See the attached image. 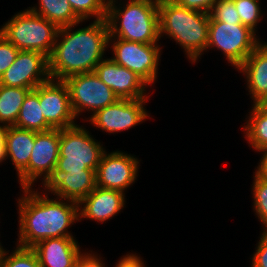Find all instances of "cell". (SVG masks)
Wrapping results in <instances>:
<instances>
[{
	"label": "cell",
	"mask_w": 267,
	"mask_h": 267,
	"mask_svg": "<svg viewBox=\"0 0 267 267\" xmlns=\"http://www.w3.org/2000/svg\"><path fill=\"white\" fill-rule=\"evenodd\" d=\"M37 188H21L18 199L15 198L18 208L15 245L32 247L47 238L75 237L69 229L79 222L78 203Z\"/></svg>",
	"instance_id": "cell-1"
},
{
	"label": "cell",
	"mask_w": 267,
	"mask_h": 267,
	"mask_svg": "<svg viewBox=\"0 0 267 267\" xmlns=\"http://www.w3.org/2000/svg\"><path fill=\"white\" fill-rule=\"evenodd\" d=\"M86 22L80 21L58 29L53 51L48 58L51 79L64 81L73 75L94 72L105 58L109 49L106 19L93 20L81 27Z\"/></svg>",
	"instance_id": "cell-2"
},
{
	"label": "cell",
	"mask_w": 267,
	"mask_h": 267,
	"mask_svg": "<svg viewBox=\"0 0 267 267\" xmlns=\"http://www.w3.org/2000/svg\"><path fill=\"white\" fill-rule=\"evenodd\" d=\"M158 11L160 40L170 38L182 48L191 65L199 63L202 56L206 55L209 14L180 6L173 0L159 3Z\"/></svg>",
	"instance_id": "cell-3"
},
{
	"label": "cell",
	"mask_w": 267,
	"mask_h": 267,
	"mask_svg": "<svg viewBox=\"0 0 267 267\" xmlns=\"http://www.w3.org/2000/svg\"><path fill=\"white\" fill-rule=\"evenodd\" d=\"M108 38L161 44L158 4L146 0L107 1Z\"/></svg>",
	"instance_id": "cell-4"
},
{
	"label": "cell",
	"mask_w": 267,
	"mask_h": 267,
	"mask_svg": "<svg viewBox=\"0 0 267 267\" xmlns=\"http://www.w3.org/2000/svg\"><path fill=\"white\" fill-rule=\"evenodd\" d=\"M0 26V34L21 51H36L50 57L58 27L28 8L14 13Z\"/></svg>",
	"instance_id": "cell-5"
},
{
	"label": "cell",
	"mask_w": 267,
	"mask_h": 267,
	"mask_svg": "<svg viewBox=\"0 0 267 267\" xmlns=\"http://www.w3.org/2000/svg\"><path fill=\"white\" fill-rule=\"evenodd\" d=\"M86 127V124L77 123L60 129L59 158L54 173L97 171L106 147Z\"/></svg>",
	"instance_id": "cell-6"
},
{
	"label": "cell",
	"mask_w": 267,
	"mask_h": 267,
	"mask_svg": "<svg viewBox=\"0 0 267 267\" xmlns=\"http://www.w3.org/2000/svg\"><path fill=\"white\" fill-rule=\"evenodd\" d=\"M208 35L206 52L221 51L228 65L235 70L263 41L262 37L243 24H226L217 20H210Z\"/></svg>",
	"instance_id": "cell-7"
},
{
	"label": "cell",
	"mask_w": 267,
	"mask_h": 267,
	"mask_svg": "<svg viewBox=\"0 0 267 267\" xmlns=\"http://www.w3.org/2000/svg\"><path fill=\"white\" fill-rule=\"evenodd\" d=\"M162 44H143L120 38H108V51L117 64L133 71L149 87L158 81L163 53ZM113 55V56H112Z\"/></svg>",
	"instance_id": "cell-8"
},
{
	"label": "cell",
	"mask_w": 267,
	"mask_h": 267,
	"mask_svg": "<svg viewBox=\"0 0 267 267\" xmlns=\"http://www.w3.org/2000/svg\"><path fill=\"white\" fill-rule=\"evenodd\" d=\"M64 82L69 90L72 110L77 120L80 118L82 123H85L98 110L119 100L113 90L94 72L73 75L66 78ZM86 112L90 115L85 116Z\"/></svg>",
	"instance_id": "cell-9"
},
{
	"label": "cell",
	"mask_w": 267,
	"mask_h": 267,
	"mask_svg": "<svg viewBox=\"0 0 267 267\" xmlns=\"http://www.w3.org/2000/svg\"><path fill=\"white\" fill-rule=\"evenodd\" d=\"M60 129L35 132L28 166L16 177L20 188L42 187L54 174L59 158ZM40 179V180H39Z\"/></svg>",
	"instance_id": "cell-10"
},
{
	"label": "cell",
	"mask_w": 267,
	"mask_h": 267,
	"mask_svg": "<svg viewBox=\"0 0 267 267\" xmlns=\"http://www.w3.org/2000/svg\"><path fill=\"white\" fill-rule=\"evenodd\" d=\"M150 98L144 99H119L115 103L98 110L86 122L95 129H100L110 135H115L141 125L148 118L151 112L146 105Z\"/></svg>",
	"instance_id": "cell-11"
},
{
	"label": "cell",
	"mask_w": 267,
	"mask_h": 267,
	"mask_svg": "<svg viewBox=\"0 0 267 267\" xmlns=\"http://www.w3.org/2000/svg\"><path fill=\"white\" fill-rule=\"evenodd\" d=\"M140 158L122 150L103 153L96 171V186L126 194L138 181Z\"/></svg>",
	"instance_id": "cell-12"
},
{
	"label": "cell",
	"mask_w": 267,
	"mask_h": 267,
	"mask_svg": "<svg viewBox=\"0 0 267 267\" xmlns=\"http://www.w3.org/2000/svg\"><path fill=\"white\" fill-rule=\"evenodd\" d=\"M39 102L44 119L53 129H64L78 123L71 107L68 87L63 80L50 78L41 83Z\"/></svg>",
	"instance_id": "cell-13"
},
{
	"label": "cell",
	"mask_w": 267,
	"mask_h": 267,
	"mask_svg": "<svg viewBox=\"0 0 267 267\" xmlns=\"http://www.w3.org/2000/svg\"><path fill=\"white\" fill-rule=\"evenodd\" d=\"M50 79L48 57L36 51H19L0 78V85L33 90Z\"/></svg>",
	"instance_id": "cell-14"
},
{
	"label": "cell",
	"mask_w": 267,
	"mask_h": 267,
	"mask_svg": "<svg viewBox=\"0 0 267 267\" xmlns=\"http://www.w3.org/2000/svg\"><path fill=\"white\" fill-rule=\"evenodd\" d=\"M108 57L106 55L96 66L94 73L113 90L118 99L151 98L153 93L140 77Z\"/></svg>",
	"instance_id": "cell-15"
},
{
	"label": "cell",
	"mask_w": 267,
	"mask_h": 267,
	"mask_svg": "<svg viewBox=\"0 0 267 267\" xmlns=\"http://www.w3.org/2000/svg\"><path fill=\"white\" fill-rule=\"evenodd\" d=\"M126 199V194L121 191L96 186L78 203L79 222L87 219L104 224L123 212Z\"/></svg>",
	"instance_id": "cell-16"
},
{
	"label": "cell",
	"mask_w": 267,
	"mask_h": 267,
	"mask_svg": "<svg viewBox=\"0 0 267 267\" xmlns=\"http://www.w3.org/2000/svg\"><path fill=\"white\" fill-rule=\"evenodd\" d=\"M96 187V171L54 173L42 186L51 195L79 203Z\"/></svg>",
	"instance_id": "cell-17"
},
{
	"label": "cell",
	"mask_w": 267,
	"mask_h": 267,
	"mask_svg": "<svg viewBox=\"0 0 267 267\" xmlns=\"http://www.w3.org/2000/svg\"><path fill=\"white\" fill-rule=\"evenodd\" d=\"M236 71L244 76L251 105L267 100V41H262Z\"/></svg>",
	"instance_id": "cell-18"
},
{
	"label": "cell",
	"mask_w": 267,
	"mask_h": 267,
	"mask_svg": "<svg viewBox=\"0 0 267 267\" xmlns=\"http://www.w3.org/2000/svg\"><path fill=\"white\" fill-rule=\"evenodd\" d=\"M77 237L47 238L31 248L36 253L41 267H75L83 249Z\"/></svg>",
	"instance_id": "cell-19"
},
{
	"label": "cell",
	"mask_w": 267,
	"mask_h": 267,
	"mask_svg": "<svg viewBox=\"0 0 267 267\" xmlns=\"http://www.w3.org/2000/svg\"><path fill=\"white\" fill-rule=\"evenodd\" d=\"M6 144V160L13 165L18 176L29 163L31 151L35 142V131L16 126L4 127Z\"/></svg>",
	"instance_id": "cell-20"
},
{
	"label": "cell",
	"mask_w": 267,
	"mask_h": 267,
	"mask_svg": "<svg viewBox=\"0 0 267 267\" xmlns=\"http://www.w3.org/2000/svg\"><path fill=\"white\" fill-rule=\"evenodd\" d=\"M14 126L35 132L53 129L46 122L42 113L39 102V85L26 95Z\"/></svg>",
	"instance_id": "cell-21"
},
{
	"label": "cell",
	"mask_w": 267,
	"mask_h": 267,
	"mask_svg": "<svg viewBox=\"0 0 267 267\" xmlns=\"http://www.w3.org/2000/svg\"><path fill=\"white\" fill-rule=\"evenodd\" d=\"M28 9L54 23L58 28L82 21L74 13L68 0H38Z\"/></svg>",
	"instance_id": "cell-22"
},
{
	"label": "cell",
	"mask_w": 267,
	"mask_h": 267,
	"mask_svg": "<svg viewBox=\"0 0 267 267\" xmlns=\"http://www.w3.org/2000/svg\"><path fill=\"white\" fill-rule=\"evenodd\" d=\"M241 127L243 138L255 152L267 148V115L257 106L251 105Z\"/></svg>",
	"instance_id": "cell-23"
},
{
	"label": "cell",
	"mask_w": 267,
	"mask_h": 267,
	"mask_svg": "<svg viewBox=\"0 0 267 267\" xmlns=\"http://www.w3.org/2000/svg\"><path fill=\"white\" fill-rule=\"evenodd\" d=\"M31 89L0 85V126H14Z\"/></svg>",
	"instance_id": "cell-24"
},
{
	"label": "cell",
	"mask_w": 267,
	"mask_h": 267,
	"mask_svg": "<svg viewBox=\"0 0 267 267\" xmlns=\"http://www.w3.org/2000/svg\"><path fill=\"white\" fill-rule=\"evenodd\" d=\"M13 250L2 247L0 267H41L38 257L31 247L15 245Z\"/></svg>",
	"instance_id": "cell-25"
},
{
	"label": "cell",
	"mask_w": 267,
	"mask_h": 267,
	"mask_svg": "<svg viewBox=\"0 0 267 267\" xmlns=\"http://www.w3.org/2000/svg\"><path fill=\"white\" fill-rule=\"evenodd\" d=\"M233 1L235 3V8L238 11L241 23L249 27L260 37V35L258 34L260 33L258 32L259 23L261 24L263 22V18L267 14L265 13V11H263L264 10L262 9L263 7H261L262 0H233Z\"/></svg>",
	"instance_id": "cell-26"
},
{
	"label": "cell",
	"mask_w": 267,
	"mask_h": 267,
	"mask_svg": "<svg viewBox=\"0 0 267 267\" xmlns=\"http://www.w3.org/2000/svg\"><path fill=\"white\" fill-rule=\"evenodd\" d=\"M252 209L256 218L261 222V229L267 230V181L253 173L251 184Z\"/></svg>",
	"instance_id": "cell-27"
},
{
	"label": "cell",
	"mask_w": 267,
	"mask_h": 267,
	"mask_svg": "<svg viewBox=\"0 0 267 267\" xmlns=\"http://www.w3.org/2000/svg\"><path fill=\"white\" fill-rule=\"evenodd\" d=\"M74 13L82 20L106 19L107 0H68Z\"/></svg>",
	"instance_id": "cell-28"
},
{
	"label": "cell",
	"mask_w": 267,
	"mask_h": 267,
	"mask_svg": "<svg viewBox=\"0 0 267 267\" xmlns=\"http://www.w3.org/2000/svg\"><path fill=\"white\" fill-rule=\"evenodd\" d=\"M210 20L242 24L233 0H218L209 12Z\"/></svg>",
	"instance_id": "cell-29"
},
{
	"label": "cell",
	"mask_w": 267,
	"mask_h": 267,
	"mask_svg": "<svg viewBox=\"0 0 267 267\" xmlns=\"http://www.w3.org/2000/svg\"><path fill=\"white\" fill-rule=\"evenodd\" d=\"M19 51V49L0 34V78L14 63Z\"/></svg>",
	"instance_id": "cell-30"
},
{
	"label": "cell",
	"mask_w": 267,
	"mask_h": 267,
	"mask_svg": "<svg viewBox=\"0 0 267 267\" xmlns=\"http://www.w3.org/2000/svg\"><path fill=\"white\" fill-rule=\"evenodd\" d=\"M255 246V252L250 255V267H267V230H261Z\"/></svg>",
	"instance_id": "cell-31"
},
{
	"label": "cell",
	"mask_w": 267,
	"mask_h": 267,
	"mask_svg": "<svg viewBox=\"0 0 267 267\" xmlns=\"http://www.w3.org/2000/svg\"><path fill=\"white\" fill-rule=\"evenodd\" d=\"M86 248L78 256L75 267H107L104 261L105 257H102L101 253L93 251V249L88 250Z\"/></svg>",
	"instance_id": "cell-32"
},
{
	"label": "cell",
	"mask_w": 267,
	"mask_h": 267,
	"mask_svg": "<svg viewBox=\"0 0 267 267\" xmlns=\"http://www.w3.org/2000/svg\"><path fill=\"white\" fill-rule=\"evenodd\" d=\"M173 1L176 2L178 5L186 7L188 9L209 14L212 7L218 0H173Z\"/></svg>",
	"instance_id": "cell-33"
},
{
	"label": "cell",
	"mask_w": 267,
	"mask_h": 267,
	"mask_svg": "<svg viewBox=\"0 0 267 267\" xmlns=\"http://www.w3.org/2000/svg\"><path fill=\"white\" fill-rule=\"evenodd\" d=\"M145 262V263H144ZM114 267H147L146 261L143 260V257H141L140 254L132 253L129 251L126 254L120 256V258L117 260V263H115Z\"/></svg>",
	"instance_id": "cell-34"
},
{
	"label": "cell",
	"mask_w": 267,
	"mask_h": 267,
	"mask_svg": "<svg viewBox=\"0 0 267 267\" xmlns=\"http://www.w3.org/2000/svg\"><path fill=\"white\" fill-rule=\"evenodd\" d=\"M260 155V159L257 163L258 166H255L254 168V174L267 181V148L259 150L258 152H256ZM257 167V168H256Z\"/></svg>",
	"instance_id": "cell-35"
},
{
	"label": "cell",
	"mask_w": 267,
	"mask_h": 267,
	"mask_svg": "<svg viewBox=\"0 0 267 267\" xmlns=\"http://www.w3.org/2000/svg\"><path fill=\"white\" fill-rule=\"evenodd\" d=\"M3 132H4V127L0 126V164L1 165L5 164L7 162V160H6V144H5Z\"/></svg>",
	"instance_id": "cell-36"
},
{
	"label": "cell",
	"mask_w": 267,
	"mask_h": 267,
	"mask_svg": "<svg viewBox=\"0 0 267 267\" xmlns=\"http://www.w3.org/2000/svg\"><path fill=\"white\" fill-rule=\"evenodd\" d=\"M256 105L267 115V100L261 101Z\"/></svg>",
	"instance_id": "cell-37"
},
{
	"label": "cell",
	"mask_w": 267,
	"mask_h": 267,
	"mask_svg": "<svg viewBox=\"0 0 267 267\" xmlns=\"http://www.w3.org/2000/svg\"><path fill=\"white\" fill-rule=\"evenodd\" d=\"M107 1H122V0H107ZM146 1L155 2V3L159 4L164 0H146Z\"/></svg>",
	"instance_id": "cell-38"
},
{
	"label": "cell",
	"mask_w": 267,
	"mask_h": 267,
	"mask_svg": "<svg viewBox=\"0 0 267 267\" xmlns=\"http://www.w3.org/2000/svg\"><path fill=\"white\" fill-rule=\"evenodd\" d=\"M0 236H1V234H0ZM2 243H3V242H1V240H0V252H1V249H2V247H3V246H2V245H3Z\"/></svg>",
	"instance_id": "cell-39"
}]
</instances>
